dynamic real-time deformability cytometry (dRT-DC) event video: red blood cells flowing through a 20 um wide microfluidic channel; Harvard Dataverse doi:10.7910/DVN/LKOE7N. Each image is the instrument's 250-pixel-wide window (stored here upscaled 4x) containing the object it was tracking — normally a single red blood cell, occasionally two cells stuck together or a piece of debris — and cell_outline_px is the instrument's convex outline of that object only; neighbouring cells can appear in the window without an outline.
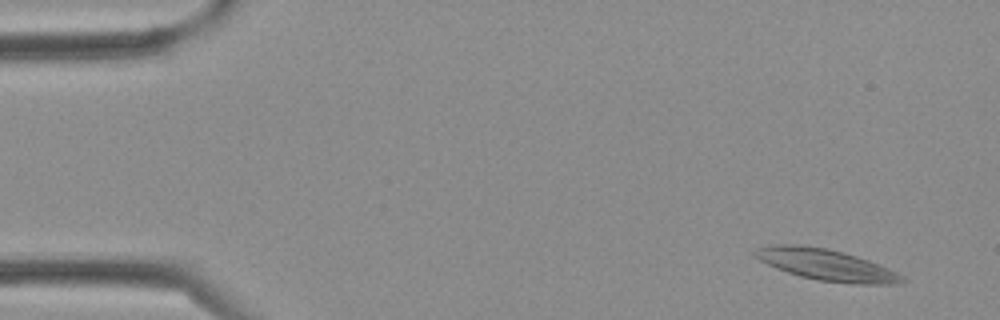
{"species": "Egyptian fruit bat (a non-hibernating species)", "species_latin": "Rousettus aegyptiacus", "temperature_condition": "cold", "stored_images_in_passage": 3, "camera_frame_rate_fps": 3000, "um_per_image_px": 0.085, "frame": {"image": 1, "passage_image": 1, "time_ms": 0.0, "image_size_px": [1000, 320], "cell_outline_px": [[908, 280], [892, 284], [856, 284], [816, 280], [800, 276], [776, 268], [760, 260], [752, 252], [756, 248], [776, 244], [800, 244], [824, 248], [844, 252], [868, 260], [888, 268], [904, 276]], "centroid_in_image_um": [70.23, 22.51], "position_along_channel_um": 14.8, "area_um2": 26.7}}
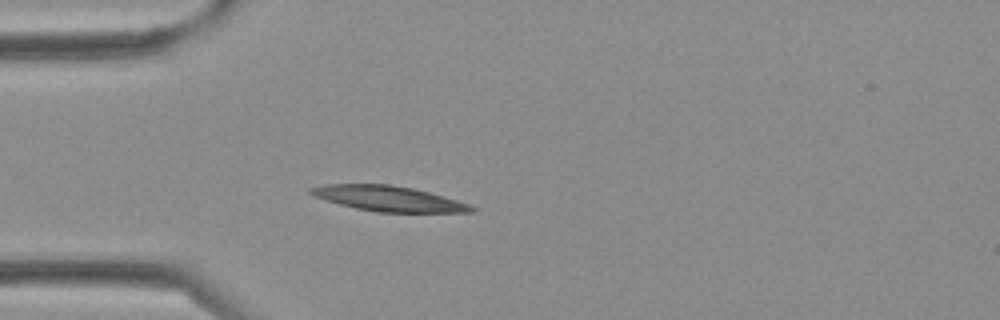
{"frame": {"image": 2, "passage_image": 3, "time_ms": 0.667, "image_size_px": [1000, 320], "cell_outline_px": [[476, 212], [376, 212], [356, 208], [340, 204], [312, 196], [308, 192], [308, 188], [324, 184], [388, 184], [412, 188], [444, 196], [468, 204], [476, 208]], "centroid_in_image_um": [32.98, 16.88], "position_along_channel_um": 52.0, "area_um2": 23.58}}